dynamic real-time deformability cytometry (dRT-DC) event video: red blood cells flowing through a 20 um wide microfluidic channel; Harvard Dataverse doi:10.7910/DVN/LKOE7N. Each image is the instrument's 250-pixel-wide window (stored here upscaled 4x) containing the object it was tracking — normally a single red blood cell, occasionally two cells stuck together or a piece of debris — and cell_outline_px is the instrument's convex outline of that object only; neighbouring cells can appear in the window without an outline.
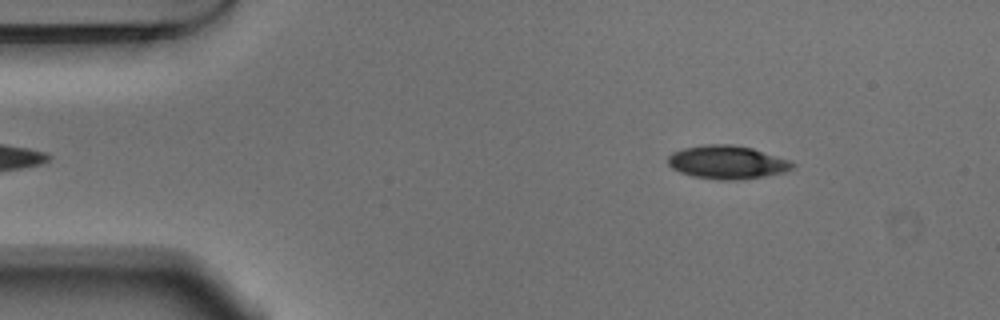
{"species": "Egyptian fruit bat (a non-hibernating species)", "species_latin": "Rousettus aegyptiacus", "temperature_condition": "warm", "stored_images_in_passage": 49, "camera_frame_rate_fps": 3000, "um_per_image_px": 0.085, "animal": {"sex": "male"}, "frame": {"image": 1, "passage_image": 3, "time_ms": 0.667, "image_size_px": [1000, 320], "cell_outline_px": [[796, 164], [792, 168], [784, 172], [764, 176], [736, 180], [720, 180], [692, 176], [680, 172], [672, 168], [668, 164], [668, 156], [672, 152], [684, 148], [708, 144], [732, 144], [752, 148], [788, 160]], "centroid_in_image_um": [61.78, 13.79], "position_along_channel_um": 23.2, "area_um2": 24.04}}
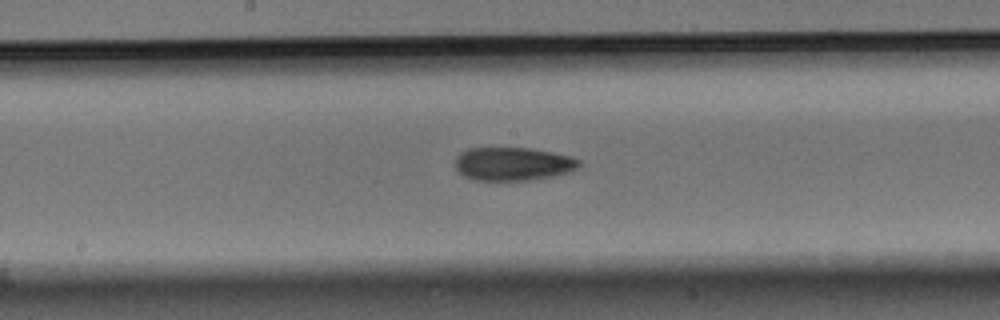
{"frame": {"image": 2, "passage_image": 23, "time_ms": 7.333, "image_size_px": [1000, 320], "cell_outline_px": [[580, 164], [576, 168], [568, 172], [552, 176], [528, 180], [472, 180], [464, 176], [456, 168], [456, 156], [460, 152], [468, 148], [532, 148], [572, 156], [580, 160]], "centroid_in_image_um": [43.59, 13.92], "position_along_channel_um": 204.6, "area_um2": 24.04}}
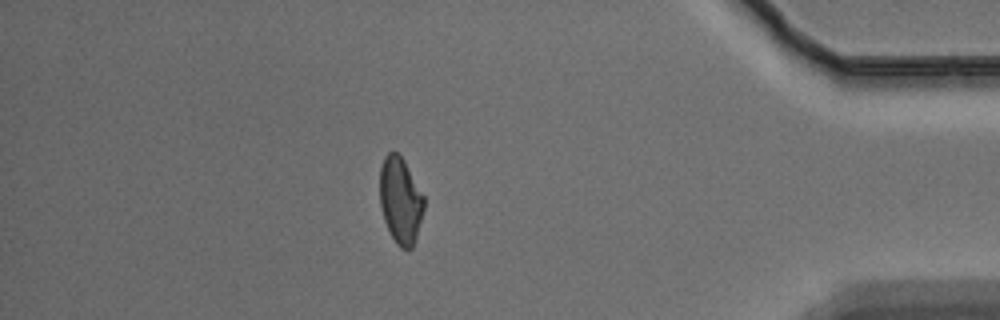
{"frame": {"image": 3, "passage_image": 42, "time_ms": 13.667, "image_size_px": [1000, 320], "cell_outline_px": [[424, 208], [416, 236], [412, 248], [400, 248], [396, 244], [384, 220], [380, 204], [380, 168], [384, 156], [388, 152], [396, 152], [404, 160], [424, 196]], "centroid_in_image_um": [34.03, 17.01], "position_along_channel_um": 401.2, "area_um2": 22.02}, "authors_computed_cell_mechanics": {"area_um2": 23.6402, "velocity_mm_per_s": 3.7485, "shape_relaxation_time_tau1_ms": 4.7951, "shape_relaxation_time_tau2_ms": 4.9057, "deformation_change_tau1": 0.1454, "deformation_change_tau2": 0.1255}}